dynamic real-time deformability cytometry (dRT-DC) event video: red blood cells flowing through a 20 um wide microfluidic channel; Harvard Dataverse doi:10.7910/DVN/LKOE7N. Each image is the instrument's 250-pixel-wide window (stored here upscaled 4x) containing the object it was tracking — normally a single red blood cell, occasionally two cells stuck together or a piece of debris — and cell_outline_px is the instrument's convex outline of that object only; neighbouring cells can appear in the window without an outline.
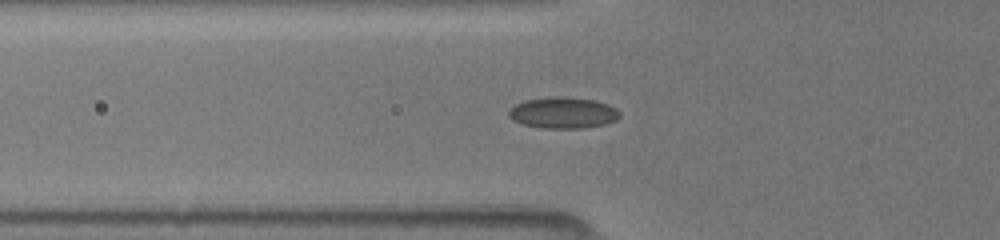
{"species": "common noctule bat (a hibernating species)", "species_latin": "Nyctalus noctula", "temperature_condition": "room temperature", "stored_images_in_passage": 35, "camera_frame_rate_fps": 3000, "um_per_image_px": 0.085, "animal": {"sex": "female", "body_mass_g": 19.5, "forearm_length_mm": 54.1}, "frame": {"image": 1, "passage_image": 4, "time_ms": 1.0, "image_size_px": [1000, 240], "cell_outline_px": [[620, 116], [616, 120], [604, 124], [580, 128], [540, 128], [524, 124], [508, 116], [508, 112], [516, 104], [524, 100], [552, 96], [560, 96], [596, 100], [608, 104], [616, 108], [620, 112]], "centroid_in_image_um": [47.88, 9.57], "position_along_channel_um": 77.9, "area_um2": 20.11}}
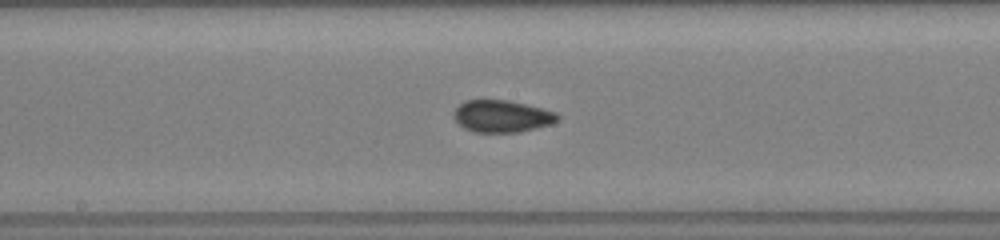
{"frame": {"image": 2, "passage_image": 13, "time_ms": 4.0, "image_size_px": [1000, 240], "cell_outline_px": [[560, 116], [552, 124], [520, 132], [476, 132], [464, 128], [452, 116], [452, 112], [464, 100], [508, 100], [556, 112]], "centroid_in_image_um": [42.64, 9.88], "position_along_channel_um": 205.6, "area_um2": 19.31}}
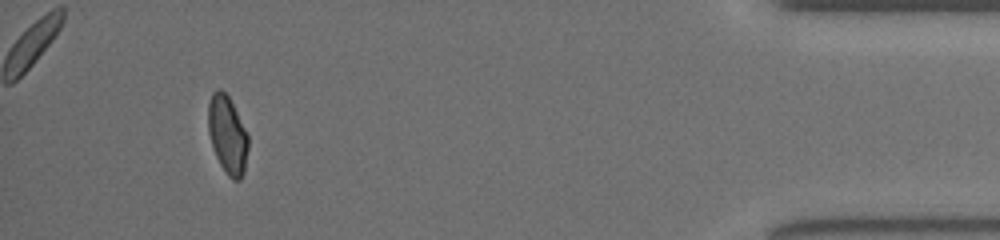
{"frame": {"image": 3, "passage_image": 32, "time_ms": 10.333, "image_size_px": [1000, 240], "cell_outline_px": [[248, 148], [244, 172], [240, 180], [232, 180], [228, 176], [220, 164], [216, 156], [208, 132], [208, 104], [212, 92], [216, 88], [220, 88], [228, 96], [248, 136]], "centroid_in_image_um": [19.32, 11.46], "position_along_channel_um": 415.9, "area_um2": 17.98}}